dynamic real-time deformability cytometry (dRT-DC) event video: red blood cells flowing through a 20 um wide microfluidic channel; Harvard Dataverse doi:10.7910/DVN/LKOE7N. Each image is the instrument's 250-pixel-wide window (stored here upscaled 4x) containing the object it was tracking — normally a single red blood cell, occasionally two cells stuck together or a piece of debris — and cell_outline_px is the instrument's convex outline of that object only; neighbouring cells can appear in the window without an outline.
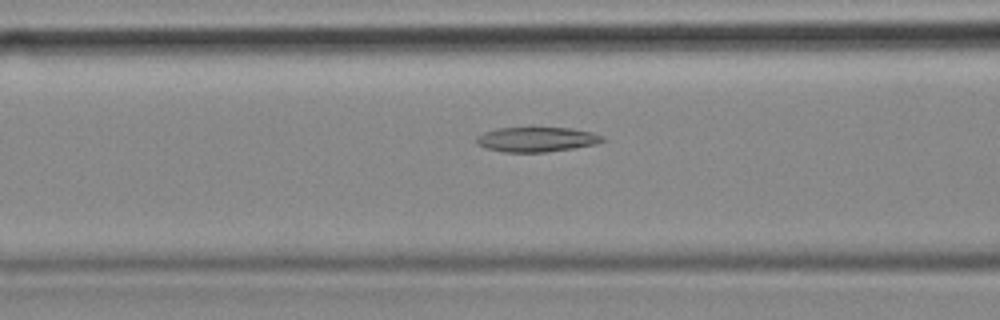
{"species": "common noctule bat (a hibernating species)", "species_latin": "Nyctalus noctula", "temperature_condition": "cold", "stored_images_in_passage": 54, "camera_frame_rate_fps": 3000, "um_per_image_px": 0.085, "animal": {"sex": "female", "body_mass_g": 18.4}, "frame": {"image": 1, "passage_image": 21, "time_ms": 6.667, "image_size_px": [1000, 320], "cell_outline_px": [[608, 140], [596, 144], [572, 148], [544, 152], [504, 152], [484, 148], [476, 144], [476, 136], [484, 132], [496, 128], [572, 128], [592, 132], [604, 136]], "centroid_in_image_um": [45.61, 11.85], "position_along_channel_um": 121.0, "area_um2": 18.32}}
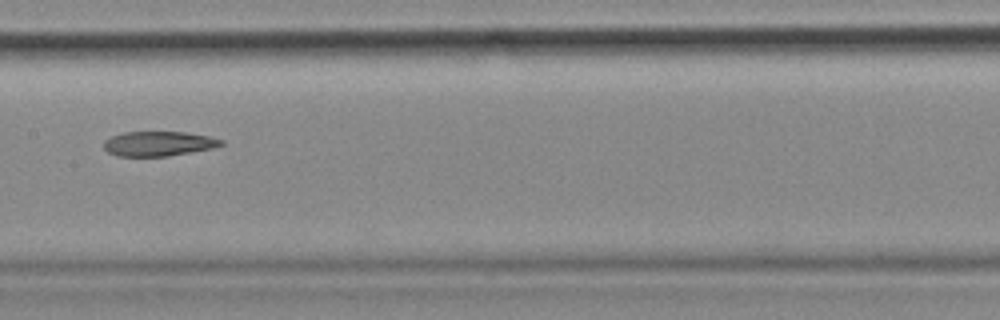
{"frame": {"image": 2, "passage_image": 27, "time_ms": 8.667, "image_size_px": [1000, 320], "cell_outline_px": [[224, 144], [212, 148], [168, 156], [116, 156], [108, 152], [104, 148], [104, 140], [112, 136], [124, 132], [184, 132], [208, 136], [224, 140]], "centroid_in_image_um": [13.46, 12.21], "position_along_channel_um": 193.9, "area_um2": 16.82}}
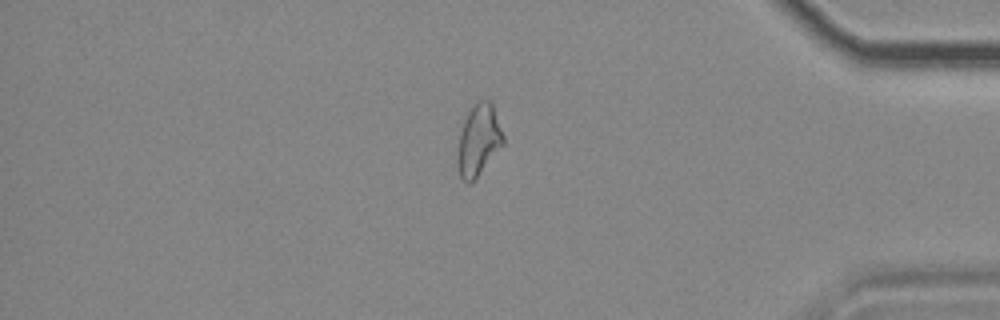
{"frame": {"image": 3, "passage_image": 46, "time_ms": 15.0, "image_size_px": [1000, 320], "cell_outline_px": [[504, 144], [476, 176], [468, 184], [460, 176], [456, 160], [460, 132], [464, 120], [472, 104], [476, 100], [492, 100], [504, 136]], "centroid_in_image_um": [40.68, 11.84], "position_along_channel_um": 394.5, "area_um2": 18.96}, "authors_computed_cell_mechanics": {"area_um2": 19.7965, "velocity_mm_per_s": 3.6573, "shape_relaxation_time_tau1_ms": null, "shape_relaxation_time_tau2_ms": 5.8084, "deformation_change_tau1": null, "deformation_change_tau2": 0.1508}}